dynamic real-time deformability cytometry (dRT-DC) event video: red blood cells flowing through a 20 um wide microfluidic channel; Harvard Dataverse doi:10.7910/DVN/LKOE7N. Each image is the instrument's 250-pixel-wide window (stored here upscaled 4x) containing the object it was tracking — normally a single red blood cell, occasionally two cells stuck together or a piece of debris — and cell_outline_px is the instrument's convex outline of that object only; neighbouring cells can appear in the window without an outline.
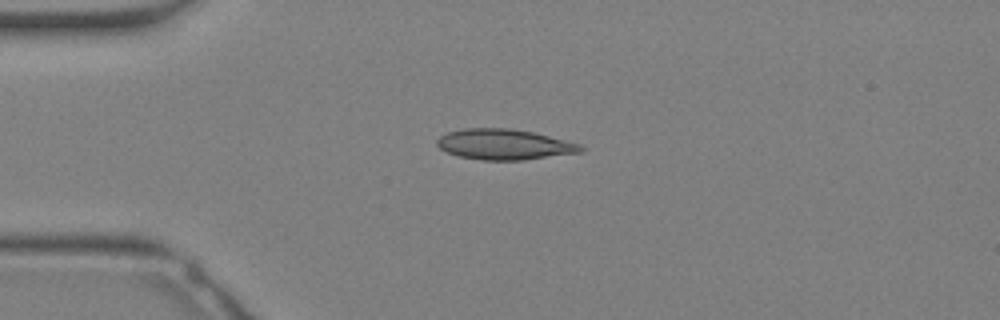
{"species": "Egyptian fruit bat (a non-hibernating species)", "species_latin": "Rousettus aegyptiacus", "temperature_condition": "warm", "stored_images_in_passage": 21, "camera_frame_rate_fps": 3000, "um_per_image_px": 0.085, "animal": {"sex": "female"}, "frame": {"image": 1, "passage_image": 1, "time_ms": 0.0, "image_size_px": [1000, 320], "cell_outline_px": [[584, 148], [580, 152], [524, 160], [480, 160], [456, 156], [440, 148], [436, 144], [436, 140], [440, 136], [448, 132], [464, 128], [508, 128], [532, 132], [580, 144]], "centroid_in_image_um": [42.81, 12.28], "position_along_channel_um": 42.2, "area_um2": 25.43}}
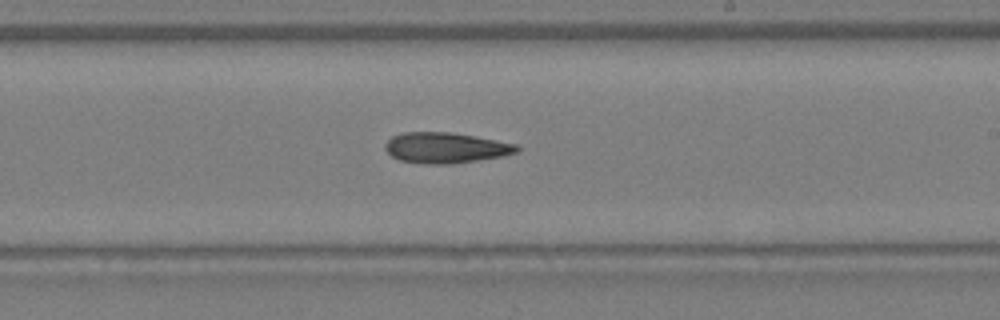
{"frame": {"image": 2, "passage_image": 12, "time_ms": 3.667, "image_size_px": [1000, 320], "cell_outline_px": [[520, 148], [516, 152], [504, 156], [452, 164], [424, 164], [400, 160], [392, 156], [384, 148], [384, 144], [392, 136], [404, 132], [448, 132], [496, 140], [516, 144]], "centroid_in_image_um": [37.86, 12.57], "position_along_channel_um": 251.1, "area_um2": 23.41}}
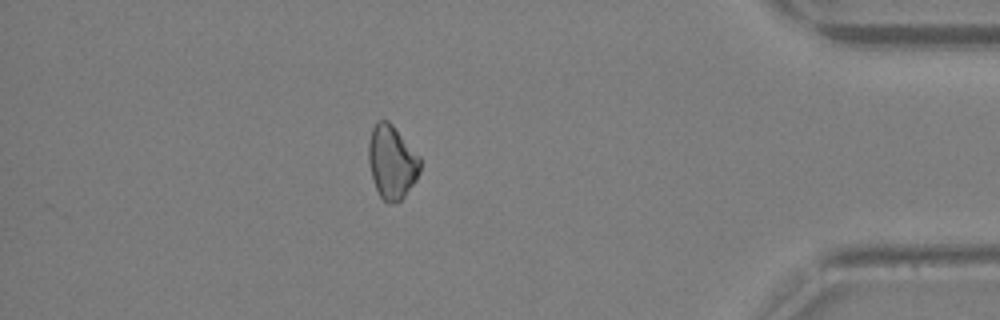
{"frame": {"image": 3, "passage_image": 21, "time_ms": 6.667, "image_size_px": [1000, 320], "cell_outline_px": [[420, 172], [416, 180], [404, 196], [396, 204], [388, 204], [380, 196], [376, 188], [372, 176], [368, 160], [368, 144], [372, 128], [376, 120], [388, 120], [392, 124], [420, 156]], "centroid_in_image_um": [33.3, 13.77], "position_along_channel_um": 401.9, "area_um2": 22.2}}